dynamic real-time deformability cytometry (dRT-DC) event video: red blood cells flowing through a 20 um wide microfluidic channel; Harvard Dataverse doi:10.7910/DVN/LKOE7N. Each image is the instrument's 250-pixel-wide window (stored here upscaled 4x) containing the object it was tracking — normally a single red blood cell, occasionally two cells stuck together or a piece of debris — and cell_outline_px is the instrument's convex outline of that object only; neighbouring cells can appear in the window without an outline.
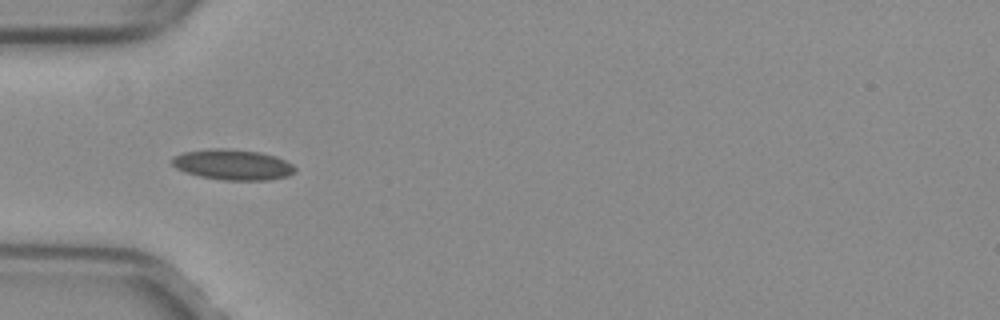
{"species": "common noctule bat (a hibernating species)", "species_latin": "Nyctalus noctula", "temperature_condition": "warm", "stored_images_in_passage": 36, "camera_frame_rate_fps": 3000, "um_per_image_px": 0.085, "animal": {"sex": "female", "body_mass_g": 29.2, "forearm_length_mm": 56.3}, "frame": {"image": 1, "passage_image": 1, "time_ms": 0.0, "image_size_px": [1000, 320], "cell_outline_px": [[296, 172], [288, 176], [268, 180], [224, 180], [200, 176], [176, 168], [172, 164], [172, 156], [184, 152], [212, 148], [228, 148], [260, 152], [276, 156], [292, 164], [296, 168]], "centroid_in_image_um": [19.81, 13.99], "position_along_channel_um": 65.2, "area_um2": 21.91}}
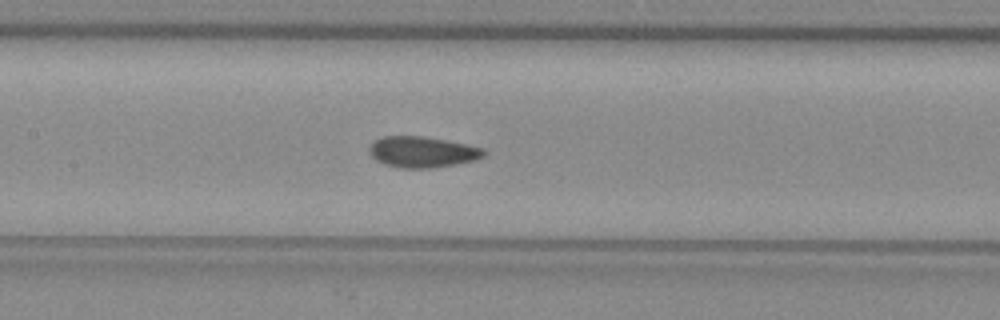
{"frame": {"image": 2, "passage_image": 9, "time_ms": 2.667, "image_size_px": [1000, 320], "cell_outline_px": [[484, 156], [476, 160], [456, 164], [428, 168], [400, 168], [384, 164], [376, 160], [368, 152], [368, 148], [376, 140], [384, 136], [424, 136], [484, 148]], "centroid_in_image_um": [35.87, 12.92], "position_along_channel_um": 171.5, "area_um2": 20.52}}
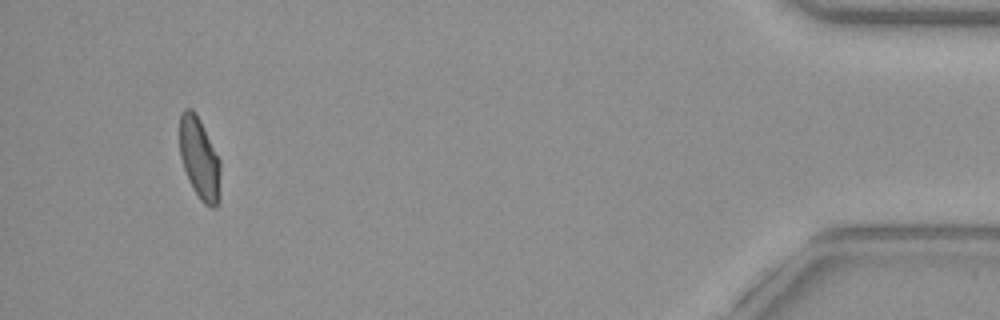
{"frame": {"image": 3, "passage_image": 33, "time_ms": 10.667, "image_size_px": [1000, 320], "cell_outline_px": [[220, 196], [216, 208], [212, 208], [204, 204], [200, 200], [192, 188], [184, 168], [180, 156], [180, 112], [184, 108], [192, 108], [196, 112], [220, 160]], "centroid_in_image_um": [16.96, 13.48], "position_along_channel_um": 418.2, "area_um2": 19.59}, "authors_computed_cell_mechanics": {"area_um2": 20.0566, "velocity_mm_per_s": 4.0156, "shape_relaxation_time_tau1_ms": 8.0841, "shape_relaxation_time_tau2_ms": 1.0837, "deformation_change_tau1": 0.1624, "deformation_change_tau2": 0.0609}}